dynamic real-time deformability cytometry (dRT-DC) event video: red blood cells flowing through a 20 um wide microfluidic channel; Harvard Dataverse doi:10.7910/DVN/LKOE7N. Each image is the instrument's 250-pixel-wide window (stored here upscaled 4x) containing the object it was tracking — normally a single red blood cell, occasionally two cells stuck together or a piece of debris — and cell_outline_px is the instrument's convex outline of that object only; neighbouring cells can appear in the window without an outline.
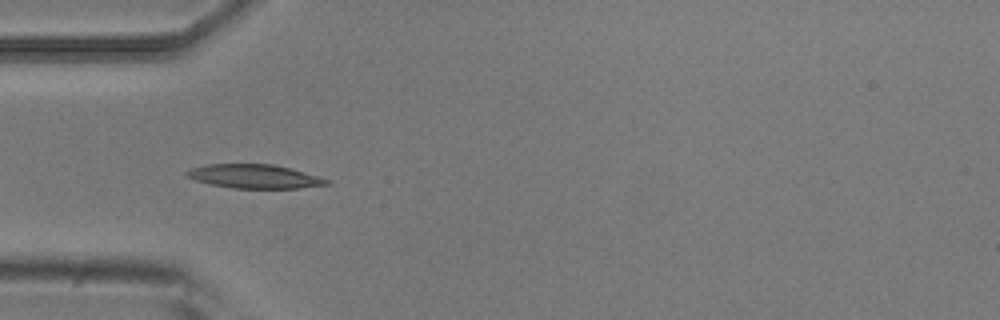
{"species": "common noctule bat (a hibernating species)", "species_latin": "Nyctalus noctula", "temperature_condition": "room temperature", "stored_images_in_passage": 5, "camera_frame_rate_fps": 3000, "um_per_image_px": 0.085, "animal": {"sex": "male", "body_mass_g": 20.5, "forearm_length_mm": 52.5}, "frame": {"image": 1, "passage_image": 5, "time_ms": 1.333, "image_size_px": [1000, 320], "cell_outline_px": [[332, 184], [300, 188], [232, 188], [212, 184], [196, 180], [184, 176], [184, 172], [192, 168], [208, 164], [272, 164], [304, 172], [328, 180]], "centroid_in_image_um": [21.6, 14.99], "position_along_channel_um": 63.4, "area_um2": 19.25}}